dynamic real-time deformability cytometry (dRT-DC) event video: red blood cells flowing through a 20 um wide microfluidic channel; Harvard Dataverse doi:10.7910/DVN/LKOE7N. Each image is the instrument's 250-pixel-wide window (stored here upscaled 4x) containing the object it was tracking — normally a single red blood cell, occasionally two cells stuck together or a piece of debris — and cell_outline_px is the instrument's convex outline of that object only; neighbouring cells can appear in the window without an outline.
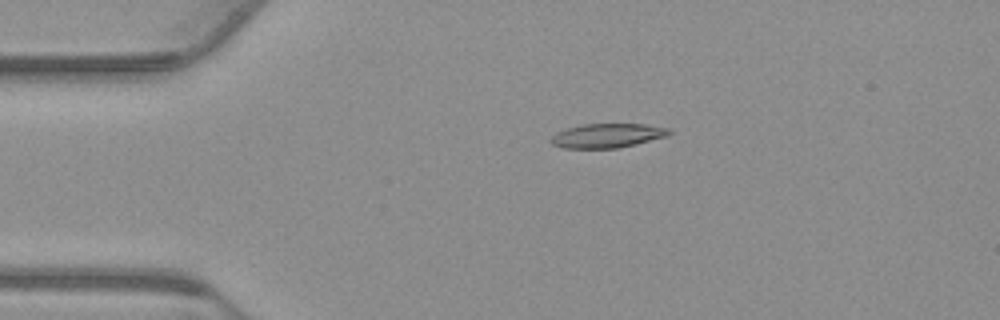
{"species": "common noctule bat (a hibernating species)", "species_latin": "Nyctalus noctula", "temperature_condition": "warm", "stored_images_in_passage": 45, "camera_frame_rate_fps": 3000, "um_per_image_px": 0.085, "animal": {"sex": "male", "body_mass_g": 23.1, "forearm_length_mm": 52.7}, "frame": {"image": 1, "passage_image": 2, "time_ms": 0.333, "image_size_px": [1000, 320], "cell_outline_px": [[672, 132], [668, 136], [620, 148], [564, 148], [552, 144], [552, 136], [556, 132], [580, 124], [644, 124], [672, 128]], "centroid_in_image_um": [51.68, 11.52], "position_along_channel_um": 33.3, "area_um2": 16.76}}
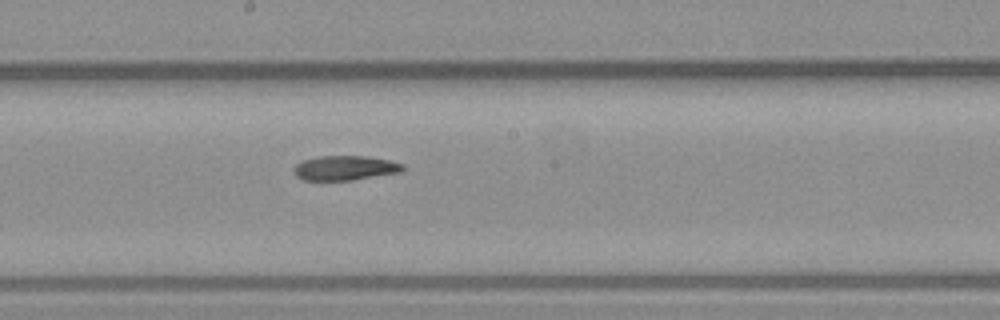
{"frame": {"image": 2, "passage_image": 20, "time_ms": 6.333, "image_size_px": [1000, 320], "cell_outline_px": [[404, 168], [400, 172], [352, 180], [304, 180], [296, 176], [296, 164], [304, 160], [316, 156], [368, 156], [388, 160], [404, 164]], "centroid_in_image_um": [29.35, 14.27], "position_along_channel_um": 218.9, "area_um2": 15.43}}
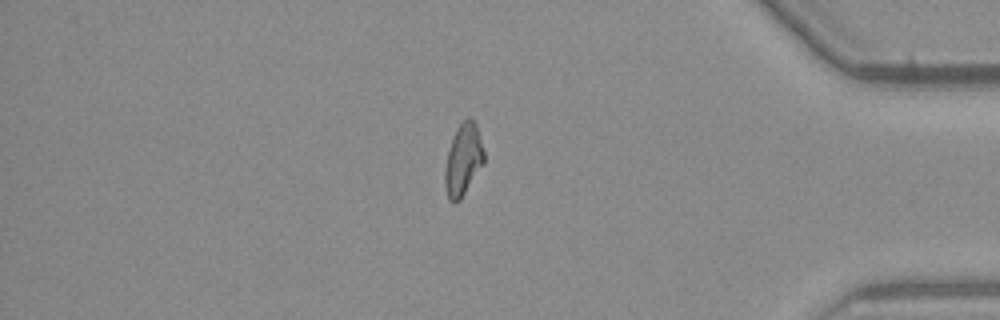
{"frame": {"image": 3, "passage_image": 37, "time_ms": 12.0, "image_size_px": [1000, 320], "cell_outline_px": [[484, 164], [460, 200], [456, 204], [452, 204], [448, 200], [444, 184], [444, 172], [448, 152], [456, 128], [468, 116], [472, 116], [476, 124], [484, 152]], "centroid_in_image_um": [39.37, 13.61], "position_along_channel_um": 395.8, "area_um2": 16.53}, "authors_computed_cell_mechanics": {"area_um2": 16.4152, "velocity_mm_per_s": 3.7503, "shape_relaxation_time_tau1_ms": null, "shape_relaxation_time_tau2_ms": 5.2376, "deformation_change_tau1": null, "deformation_change_tau2": 0.1306}}